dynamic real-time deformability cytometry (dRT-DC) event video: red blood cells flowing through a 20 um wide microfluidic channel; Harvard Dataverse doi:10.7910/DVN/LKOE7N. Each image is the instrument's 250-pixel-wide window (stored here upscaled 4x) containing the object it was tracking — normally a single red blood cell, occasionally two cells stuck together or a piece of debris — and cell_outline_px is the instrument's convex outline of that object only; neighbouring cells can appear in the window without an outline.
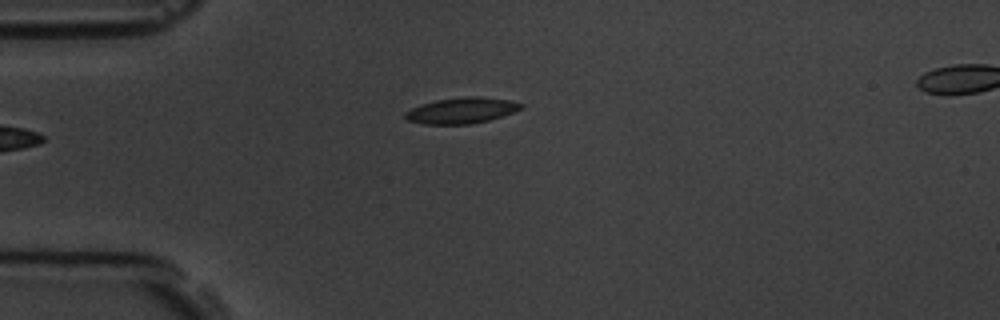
{"species": "common noctule bat (a hibernating species)", "species_latin": "Nyctalus noctula", "temperature_condition": "room temperature", "stored_images_in_passage": 3, "camera_frame_rate_fps": 3000, "um_per_image_px": 0.085, "animal": {"sex": "male", "body_mass_g": 19.5, "forearm_length_mm": 54.6}, "frame": {"image": 1, "passage_image": 1, "time_ms": 0.0, "image_size_px": [1000, 320], "cell_outline_px": [[524, 108], [488, 120], [468, 124], [424, 124], [408, 120], [404, 116], [404, 112], [420, 104], [436, 100], [464, 96], [480, 96], [512, 100], [524, 104]], "centroid_in_image_um": [39.24, 9.37], "position_along_channel_um": 45.8, "area_um2": 17.51}}
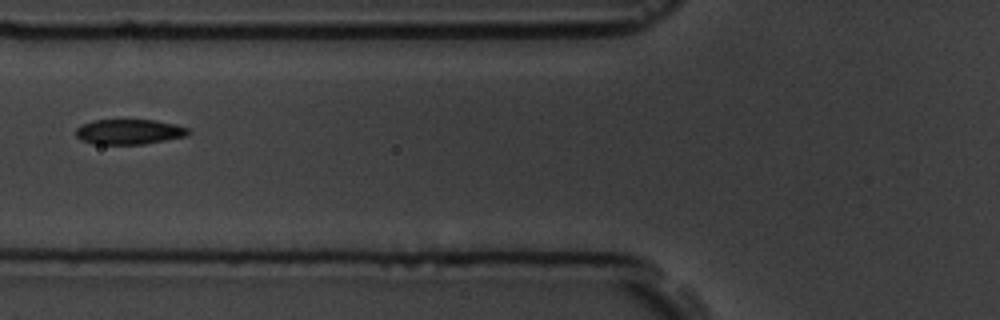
{"frame": {"image": 2, "passage_image": 3, "time_ms": 2.333, "image_size_px": [1000, 320], "cell_outline_px": [[192, 132], [184, 136], [144, 144], [96, 144], [80, 140], [76, 136], [76, 128], [80, 124], [92, 120], [156, 120], [176, 124], [188, 128]], "centroid_in_image_um": [10.95, 11.19], "position_along_channel_um": 114.9, "area_um2": 16.53}}